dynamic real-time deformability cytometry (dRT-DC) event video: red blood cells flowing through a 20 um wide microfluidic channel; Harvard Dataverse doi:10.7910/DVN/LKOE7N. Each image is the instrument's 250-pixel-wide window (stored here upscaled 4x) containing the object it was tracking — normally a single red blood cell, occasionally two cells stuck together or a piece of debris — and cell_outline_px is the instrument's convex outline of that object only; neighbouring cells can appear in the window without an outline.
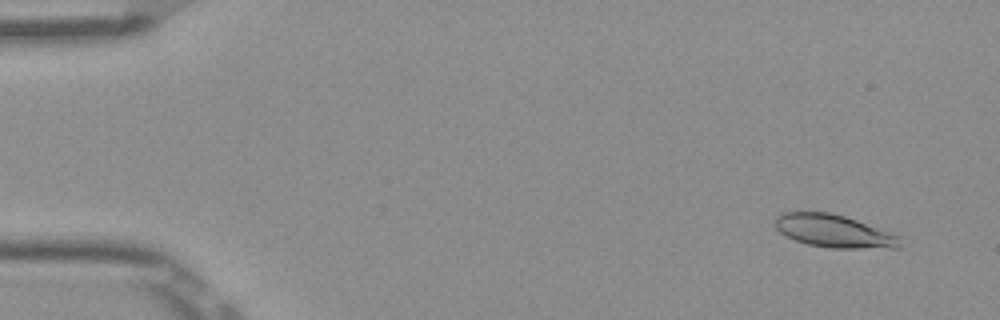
{"species": "Egyptian fruit bat (a non-hibernating species)", "species_latin": "Rousettus aegyptiacus", "temperature_condition": "room temperature", "stored_images_in_passage": 53, "camera_frame_rate_fps": 3000, "um_per_image_px": 0.085, "frame": {"image": 1, "passage_image": 4, "time_ms": 1.0, "image_size_px": [1000, 320], "cell_outline_px": [[900, 244], [896, 248], [828, 248], [808, 244], [784, 236], [776, 228], [776, 216], [784, 212], [832, 212], [856, 220], [896, 236]], "centroid_in_image_um": [70.79, 19.64], "position_along_channel_um": 14.2, "area_um2": 23.35}}
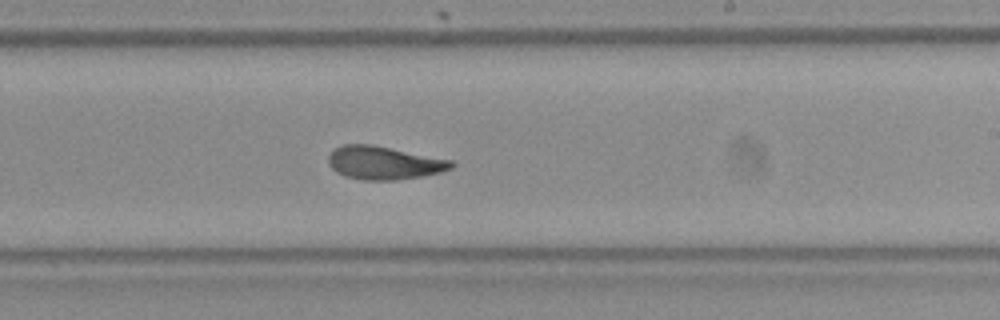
{"frame": {"image": 2, "passage_image": 32, "time_ms": 10.333, "image_size_px": [1000, 320], "cell_outline_px": [[456, 164], [452, 168], [440, 172], [420, 176], [396, 180], [364, 180], [344, 176], [336, 172], [328, 164], [328, 156], [336, 148], [344, 144], [372, 144], [452, 160]], "centroid_in_image_um": [32.63, 13.84], "position_along_channel_um": 256.4, "area_um2": 23.76}}
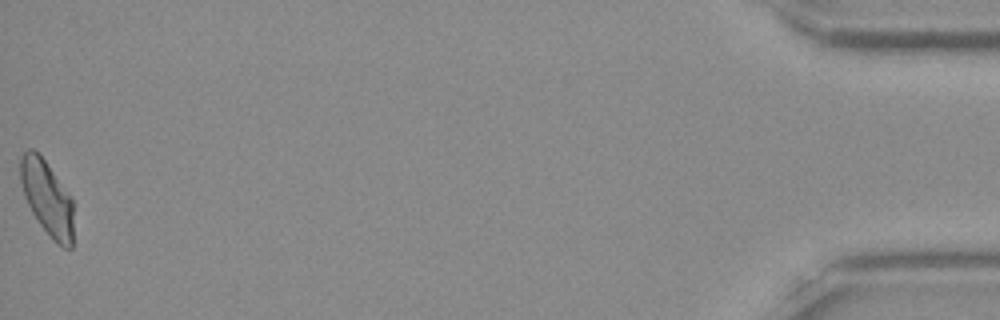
{"frame": {"image": 3, "passage_image": 53, "time_ms": 17.333, "image_size_px": [1000, 320], "cell_outline_px": [[72, 248], [64, 248], [40, 224], [32, 212], [24, 196], [20, 180], [20, 156], [28, 148], [32, 148], [44, 160], [72, 196]], "centroid_in_image_um": [3.99, 16.77], "position_along_channel_um": 431.2, "area_um2": 22.66}, "authors_computed_cell_mechanics": {"area_um2": 23.698, "velocity_mm_per_s": 3.8762, "shape_relaxation_time_tau1_ms": 5.8792, "shape_relaxation_time_tau2_ms": 1.911, "deformation_change_tau1": 0.1718, "deformation_change_tau2": 0.0859}}